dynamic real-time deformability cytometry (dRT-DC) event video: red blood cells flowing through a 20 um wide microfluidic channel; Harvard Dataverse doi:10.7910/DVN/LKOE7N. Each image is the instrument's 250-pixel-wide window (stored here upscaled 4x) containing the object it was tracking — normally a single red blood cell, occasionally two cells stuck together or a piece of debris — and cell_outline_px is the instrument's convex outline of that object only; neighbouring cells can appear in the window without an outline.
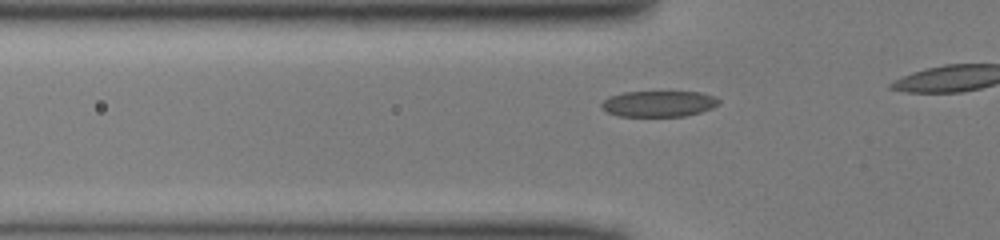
{"species": "common noctule bat (a hibernating species)", "species_latin": "Nyctalus noctula", "temperature_condition": "cold", "stored_images_in_passage": 12, "camera_frame_rate_fps": 3000, "um_per_image_px": 0.085, "animal": {"sex": "male", "body_mass_g": 13.0, "forearm_length_mm": 53.1}, "frame": {"image": 1, "passage_image": 7, "time_ms": 2.0, "image_size_px": [1000, 240], "cell_outline_px": [[720, 104], [712, 108], [700, 112], [684, 116], [620, 116], [608, 112], [600, 108], [600, 104], [608, 96], [624, 92], [700, 92], [716, 96], [720, 100]], "centroid_in_image_um": [56.0, 8.81], "position_along_channel_um": 69.8, "area_um2": 17.86}}